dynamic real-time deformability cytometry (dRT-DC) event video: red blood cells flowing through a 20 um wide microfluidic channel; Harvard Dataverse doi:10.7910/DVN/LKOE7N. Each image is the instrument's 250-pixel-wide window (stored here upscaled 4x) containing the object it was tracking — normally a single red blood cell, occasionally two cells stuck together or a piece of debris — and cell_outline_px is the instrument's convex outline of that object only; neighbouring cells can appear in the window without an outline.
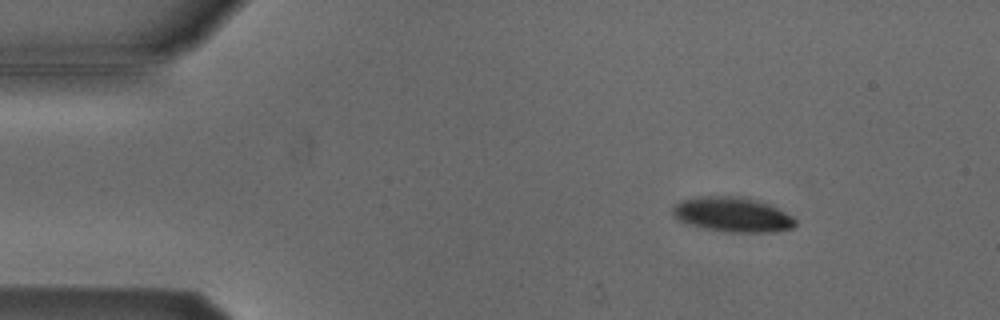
{"species": "Egyptian fruit bat (a non-hibernating species)", "species_latin": "Rousettus aegyptiacus", "temperature_condition": "cold", "stored_images_in_passage": 48, "camera_frame_rate_fps": 3000, "um_per_image_px": 0.085, "animal": {"sex": "male"}, "frame": {"image": 1, "passage_image": 2, "time_ms": 0.333, "image_size_px": [1000, 320], "cell_outline_px": [[796, 224], [792, 228], [776, 232], [728, 232], [704, 228], [688, 224], [672, 216], [672, 208], [680, 200], [696, 196], [740, 196], [756, 200], [768, 204], [792, 216], [796, 220]], "centroid_in_image_um": [62.23, 18.23], "position_along_channel_um": 22.8, "area_um2": 24.91}}
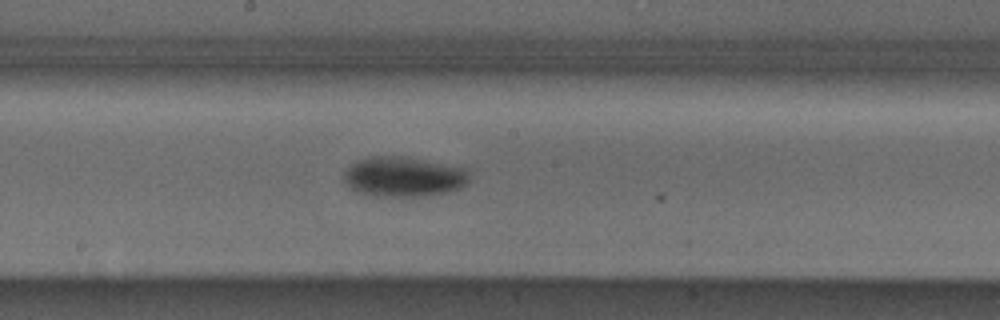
{"frame": {"image": 2, "passage_image": 23, "time_ms": 7.333, "image_size_px": [1000, 320], "cell_outline_px": [[468, 184], [464, 188], [452, 192], [432, 196], [380, 196], [360, 192], [348, 188], [344, 180], [344, 172], [352, 164], [360, 160], [372, 156], [400, 156], [464, 168], [468, 176]], "centroid_in_image_um": [34.33, 15.05], "position_along_channel_um": 213.9, "area_um2": 29.13}}
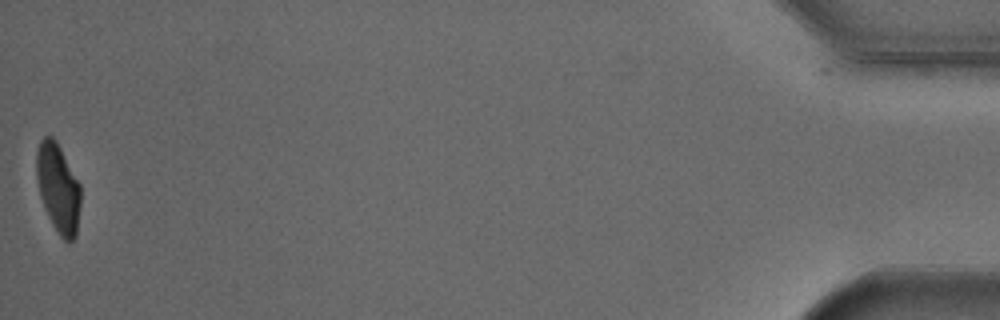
{"frame": {"image": 3, "passage_image": 48, "time_ms": 15.667, "image_size_px": [1000, 320], "cell_outline_px": [[80, 204], [76, 236], [68, 244], [60, 236], [52, 224], [44, 208], [40, 196], [36, 176], [36, 152], [40, 140], [44, 136], [52, 136], [56, 140], [80, 184]], "centroid_in_image_um": [4.93, 15.99], "position_along_channel_um": 430.3, "area_um2": 22.95}, "authors_computed_cell_mechanics": {"area_um2": 26.877, "velocity_mm_per_s": 3.8204, "shape_relaxation_time_tau1_ms": 2.8674, "shape_relaxation_time_tau2_ms": null, "deformation_change_tau1": 0.1189, "deformation_change_tau2": null}}